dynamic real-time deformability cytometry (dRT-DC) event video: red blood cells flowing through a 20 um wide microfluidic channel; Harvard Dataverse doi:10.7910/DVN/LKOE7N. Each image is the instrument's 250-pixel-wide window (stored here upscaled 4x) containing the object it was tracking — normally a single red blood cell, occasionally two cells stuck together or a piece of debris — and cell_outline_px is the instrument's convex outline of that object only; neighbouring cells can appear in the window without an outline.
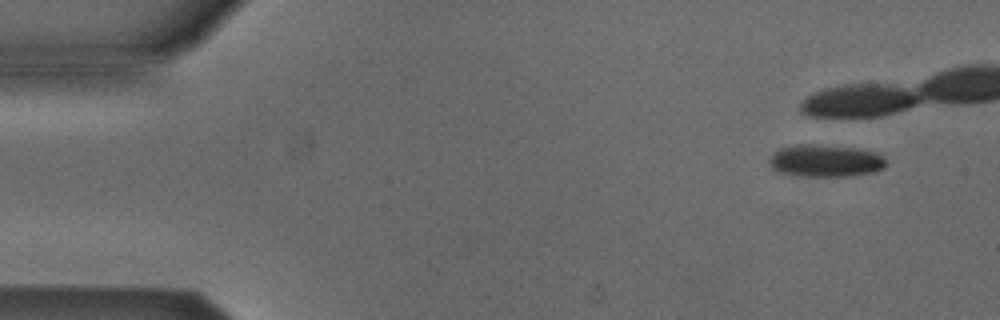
{"species": "Egyptian fruit bat (a non-hibernating species)", "species_latin": "Rousettus aegyptiacus", "temperature_condition": "cold", "stored_images_in_passage": 3, "camera_frame_rate_fps": 3000, "um_per_image_px": 0.085, "animal": {"sex": "male"}, "frame": {"image": 1, "passage_image": 1, "time_ms": 0.0, "image_size_px": [1000, 320], "cell_outline_px": [[884, 168], [872, 172], [848, 176], [800, 176], [780, 172], [772, 168], [768, 160], [772, 152], [780, 148], [796, 144], [812, 144], [856, 148], [872, 152], [884, 156]], "centroid_in_image_um": [70.1, 13.66], "position_along_channel_um": 14.9, "area_um2": 21.85}}